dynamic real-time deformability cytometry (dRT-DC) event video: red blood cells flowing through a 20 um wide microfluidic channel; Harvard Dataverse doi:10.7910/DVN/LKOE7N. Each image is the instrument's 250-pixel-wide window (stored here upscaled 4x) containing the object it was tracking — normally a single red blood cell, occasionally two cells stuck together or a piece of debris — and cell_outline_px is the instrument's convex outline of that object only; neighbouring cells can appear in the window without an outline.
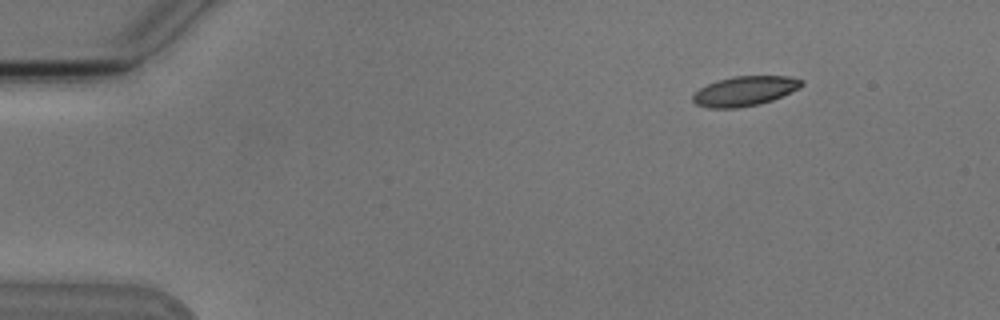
{"species": "Egyptian fruit bat (a non-hibernating species)", "species_latin": "Rousettus aegyptiacus", "temperature_condition": "cold", "stored_images_in_passage": 4, "camera_frame_rate_fps": 3000, "um_per_image_px": 0.085, "animal": {"sex": "male"}, "frame": {"image": 1, "passage_image": 1, "time_ms": 0.0, "image_size_px": [1000, 320], "cell_outline_px": [[804, 84], [772, 100], [760, 104], [736, 108], [708, 108], [696, 104], [692, 100], [692, 96], [700, 88], [716, 80], [736, 76], [788, 76], [804, 80]], "centroid_in_image_um": [63.26, 7.74], "position_along_channel_um": 21.7, "area_um2": 18.61}}
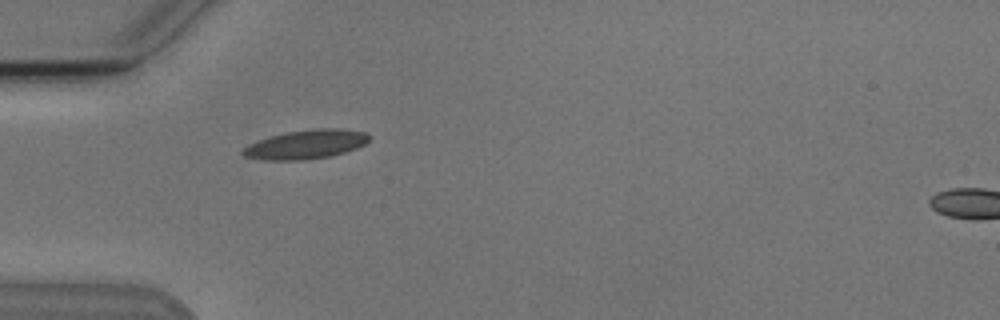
{"frame": {"image": 2, "passage_image": 4, "time_ms": 3.333, "image_size_px": [1000, 320], "cell_outline_px": [[368, 140], [364, 144], [356, 148], [332, 156], [304, 160], [264, 160], [244, 156], [240, 152], [248, 144], [272, 136], [288, 132], [316, 128], [332, 128], [364, 132], [368, 136]], "centroid_in_image_um": [25.97, 12.29], "position_along_channel_um": 59.0, "area_um2": 21.04}}